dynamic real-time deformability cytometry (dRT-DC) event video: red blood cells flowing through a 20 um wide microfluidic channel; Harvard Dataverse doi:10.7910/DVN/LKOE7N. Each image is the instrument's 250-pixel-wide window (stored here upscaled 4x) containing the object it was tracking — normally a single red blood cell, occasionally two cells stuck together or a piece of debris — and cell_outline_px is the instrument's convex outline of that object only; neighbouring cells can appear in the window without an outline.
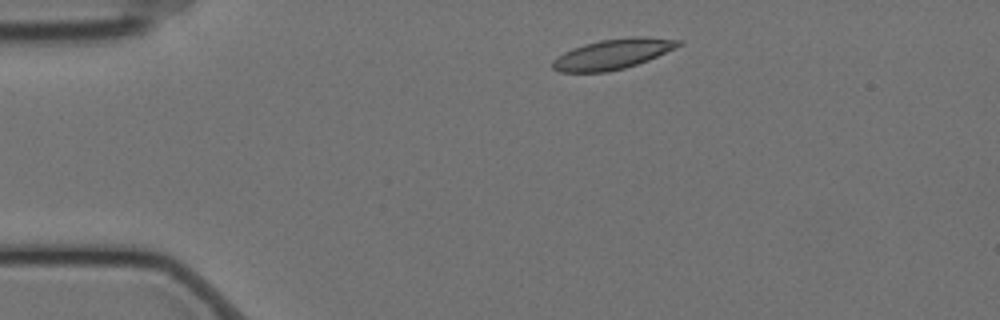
{"species": "Egyptian fruit bat (a non-hibernating species)", "species_latin": "Rousettus aegyptiacus", "temperature_condition": "cold", "stored_images_in_passage": 42, "camera_frame_rate_fps": 3000, "um_per_image_px": 0.085, "animal": {"sex": "female"}, "frame": {"image": 1, "passage_image": 1, "time_ms": 0.0, "image_size_px": [1000, 320], "cell_outline_px": [[684, 44], [676, 48], [648, 60], [624, 68], [608, 72], [560, 72], [552, 68], [552, 60], [556, 56], [572, 48], [584, 44], [600, 40], [632, 36], [644, 36], [684, 40]], "centroid_in_image_um": [52.11, 4.58], "position_along_channel_um": 32.9, "area_um2": 22.37}}
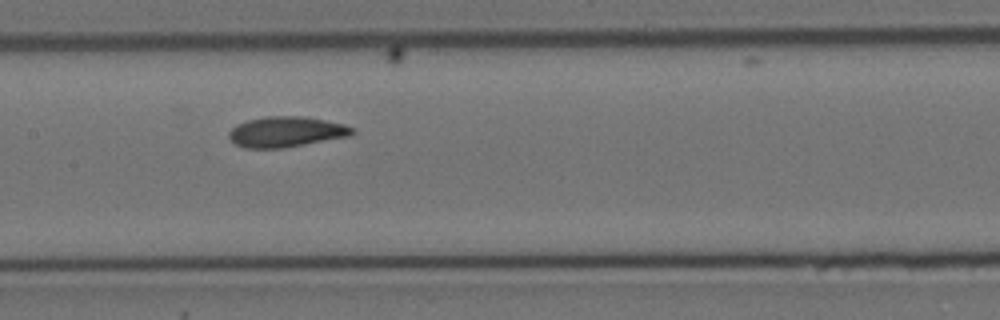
{"frame": {"image": 2, "passage_image": 18, "time_ms": 5.667, "image_size_px": [1000, 320], "cell_outline_px": [[356, 132], [352, 136], [284, 148], [244, 148], [236, 144], [228, 136], [228, 132], [236, 124], [248, 120], [264, 116], [304, 116], [344, 124], [352, 128]], "centroid_in_image_um": [24.33, 11.21], "position_along_channel_um": 183.1, "area_um2": 22.08}}
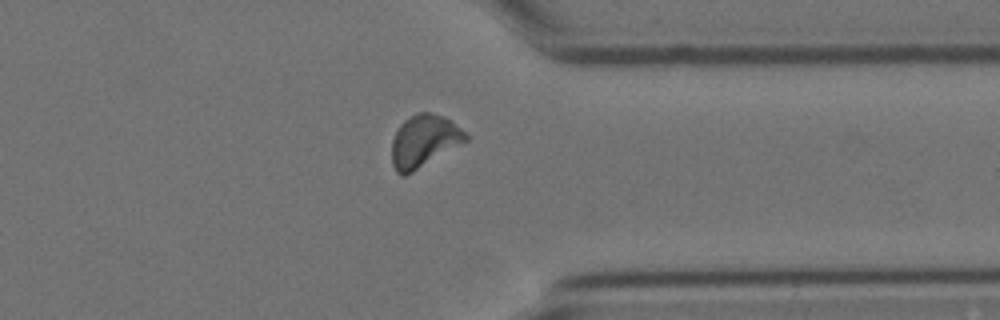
{"frame": {"image": 3, "passage_image": 35, "time_ms": 11.333, "image_size_px": [1000, 320], "cell_outline_px": [[468, 140], [412, 172], [404, 176], [400, 176], [396, 172], [392, 164], [392, 140], [400, 124], [404, 120], [416, 112], [428, 112], [444, 116], [460, 128], [468, 136]], "centroid_in_image_um": [36.01, 11.99], "position_along_channel_um": 375.4, "area_um2": 22.31}}